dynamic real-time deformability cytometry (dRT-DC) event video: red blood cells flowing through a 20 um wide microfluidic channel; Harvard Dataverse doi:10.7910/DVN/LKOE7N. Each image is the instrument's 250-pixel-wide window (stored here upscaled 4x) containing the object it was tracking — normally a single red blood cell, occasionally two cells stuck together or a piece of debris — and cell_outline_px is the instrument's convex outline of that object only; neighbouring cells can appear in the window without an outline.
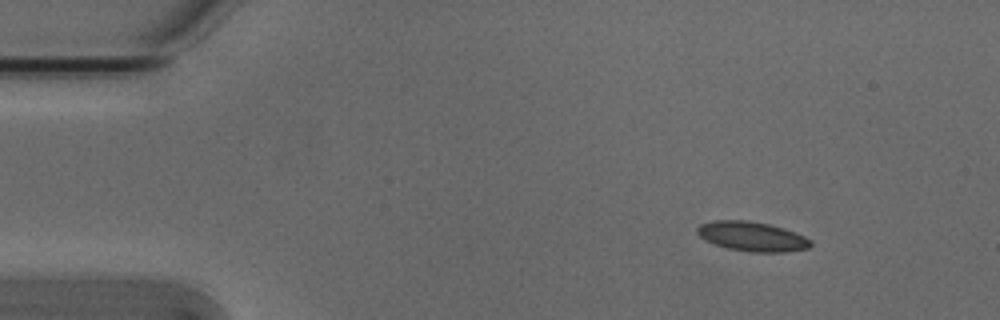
{"species": "Egyptian fruit bat (a non-hibernating species)", "species_latin": "Rousettus aegyptiacus", "temperature_condition": "cold", "stored_images_in_passage": 3, "camera_frame_rate_fps": 3000, "um_per_image_px": 0.085, "animal": {"sex": "male"}, "frame": {"image": 1, "passage_image": 1, "time_ms": 0.0, "image_size_px": [1000, 320], "cell_outline_px": [[812, 244], [808, 248], [784, 252], [752, 252], [728, 248], [704, 240], [696, 232], [696, 228], [700, 224], [712, 220], [748, 220], [768, 224], [784, 228], [804, 236], [812, 240]], "centroid_in_image_um": [63.91, 20.09], "position_along_channel_um": 21.1, "area_um2": 19.54}}